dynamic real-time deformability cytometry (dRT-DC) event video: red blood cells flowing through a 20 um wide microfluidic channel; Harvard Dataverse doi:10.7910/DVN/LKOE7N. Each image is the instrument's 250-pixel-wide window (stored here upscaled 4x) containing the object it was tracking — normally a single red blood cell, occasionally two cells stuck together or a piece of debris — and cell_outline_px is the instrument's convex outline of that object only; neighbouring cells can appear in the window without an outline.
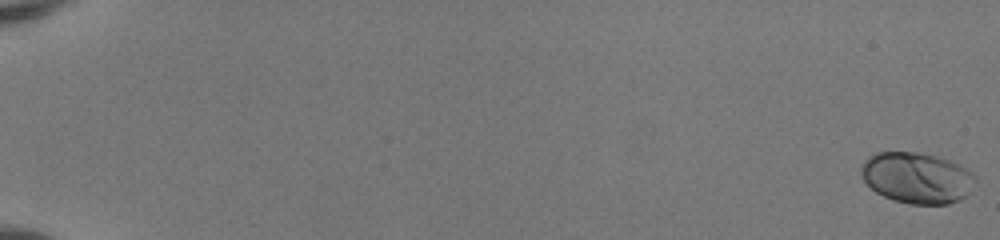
{"species": "human", "species_latin": "Homo sapiens", "temperature_condition": "room temperature", "stored_images_in_passage": 53, "camera_frame_rate_fps": 3000, "um_per_image_px": 0.085, "donor": {"sex": "female"}, "frame": {"image": 1, "passage_image": 1, "time_ms": 0.0, "image_size_px": [1000, 240], "cell_outline_px": [[976, 180], [968, 196], [960, 200], [948, 204], [912, 204], [892, 200], [876, 192], [860, 176], [860, 168], [864, 160], [868, 156], [876, 152], [916, 152], [936, 156], [948, 160], [968, 168], [976, 176]], "centroid_in_image_um": [77.95, 15.12], "position_along_channel_um": 7.1, "area_um2": 34.28}}
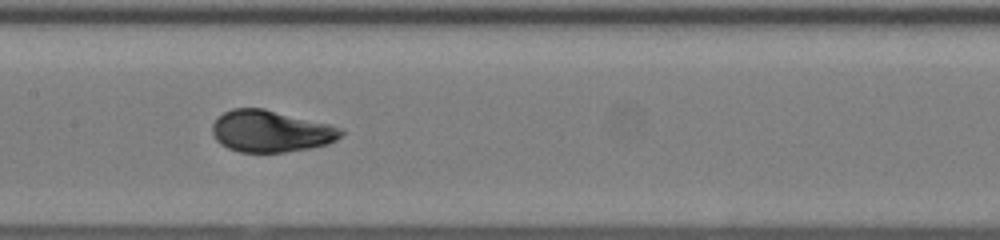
{"frame": {"image": 2, "passage_image": 30, "time_ms": 9.667, "image_size_px": [1000, 240], "cell_outline_px": [[344, 136], [328, 144], [312, 148], [284, 152], [240, 152], [228, 148], [220, 144], [212, 136], [212, 124], [224, 112], [232, 108], [264, 108], [344, 128]], "centroid_in_image_um": [23.04, 11.16], "position_along_channel_um": 184.4, "area_um2": 31.5}}
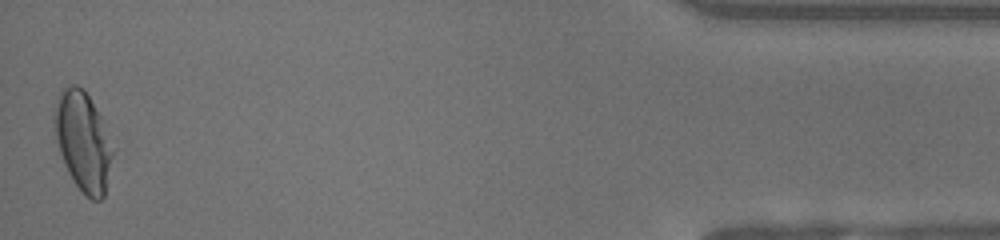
{"frame": {"image": 3, "passage_image": 53, "time_ms": 17.333, "image_size_px": [1000, 240], "cell_outline_px": [[112, 156], [104, 196], [100, 200], [92, 200], [84, 196], [72, 180], [64, 164], [56, 140], [52, 116], [60, 88], [72, 84], [76, 84], [84, 88], [104, 120], [112, 152]], "centroid_in_image_um": [7.02, 11.97], "position_along_channel_um": 428.2, "area_um2": 33.99}, "authors_computed_cell_mechanics": {"area_um2": 31.4432, "velocity_mm_per_s": 4.1028, "shape_relaxation_time_tau1_ms": 3.69, "shape_relaxation_time_tau2_ms": null, "deformation_change_tau1": 0.1653, "deformation_change_tau2": null}}